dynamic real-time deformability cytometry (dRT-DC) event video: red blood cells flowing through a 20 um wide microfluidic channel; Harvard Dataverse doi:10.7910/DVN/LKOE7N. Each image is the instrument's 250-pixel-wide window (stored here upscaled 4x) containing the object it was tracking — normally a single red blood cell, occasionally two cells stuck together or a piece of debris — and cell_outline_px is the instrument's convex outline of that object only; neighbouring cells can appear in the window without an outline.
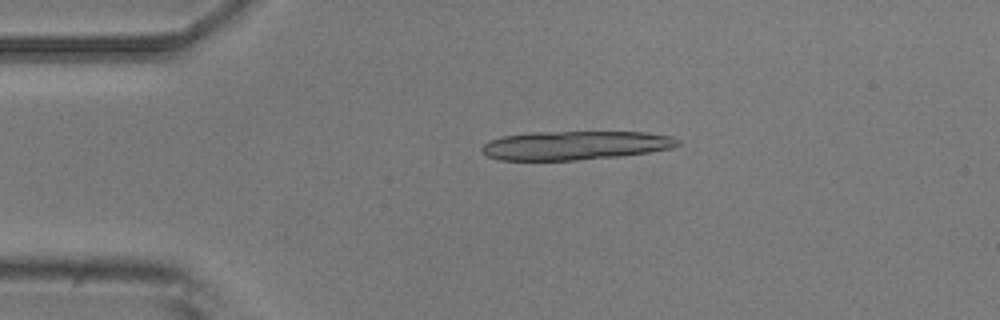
{"species": "common noctule bat (a hibernating species)", "species_latin": "Nyctalus noctula", "temperature_condition": "room temperature", "stored_images_in_passage": 4, "camera_frame_rate_fps": 3000, "um_per_image_px": 0.085, "animal": {"sex": "male", "body_mass_g": 20.5, "forearm_length_mm": 52.5}, "frame": {"image": 1, "passage_image": 3, "time_ms": 2.333, "image_size_px": [1000, 320], "cell_outline_px": [[680, 144], [672, 148], [648, 152], [620, 156], [576, 160], [500, 160], [488, 156], [480, 152], [480, 148], [488, 140], [504, 136], [532, 132], [648, 132], [672, 136], [680, 140]], "centroid_in_image_um": [48.88, 12.35], "position_along_channel_um": 36.1, "area_um2": 33.06}}